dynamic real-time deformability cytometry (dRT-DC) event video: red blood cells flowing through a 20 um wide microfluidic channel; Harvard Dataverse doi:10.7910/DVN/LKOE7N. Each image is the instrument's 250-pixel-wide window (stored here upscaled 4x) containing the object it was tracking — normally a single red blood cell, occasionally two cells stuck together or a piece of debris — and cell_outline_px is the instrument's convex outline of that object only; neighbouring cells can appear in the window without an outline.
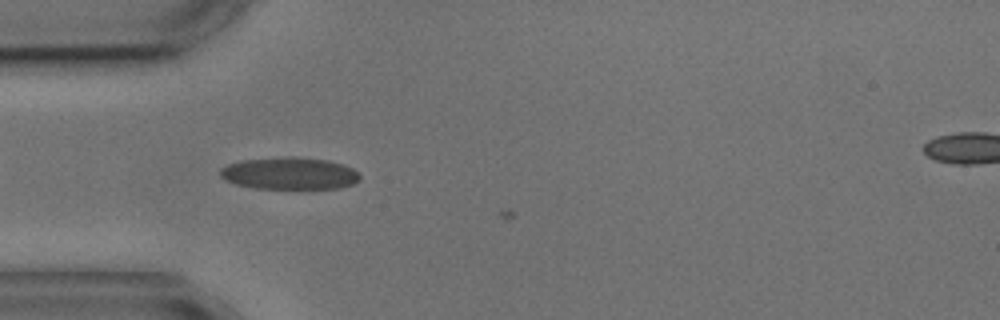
{"species": "common noctule bat (a hibernating species)", "species_latin": "Nyctalus noctula", "temperature_condition": "cold", "stored_images_in_passage": 4, "camera_frame_rate_fps": 3000, "um_per_image_px": 0.085, "animal": {"sex": "male", "body_mass_g": 17.9, "forearm_length_mm": 54.2}, "frame": {"image": 1, "passage_image": 3, "time_ms": 2.667, "image_size_px": [1000, 320], "cell_outline_px": [[360, 180], [352, 184], [340, 188], [300, 192], [256, 188], [236, 184], [220, 176], [220, 168], [228, 164], [240, 160], [288, 156], [296, 156], [328, 160], [344, 164], [352, 168], [360, 176]], "centroid_in_image_um": [24.65, 14.78], "position_along_channel_um": 60.3, "area_um2": 27.4}}